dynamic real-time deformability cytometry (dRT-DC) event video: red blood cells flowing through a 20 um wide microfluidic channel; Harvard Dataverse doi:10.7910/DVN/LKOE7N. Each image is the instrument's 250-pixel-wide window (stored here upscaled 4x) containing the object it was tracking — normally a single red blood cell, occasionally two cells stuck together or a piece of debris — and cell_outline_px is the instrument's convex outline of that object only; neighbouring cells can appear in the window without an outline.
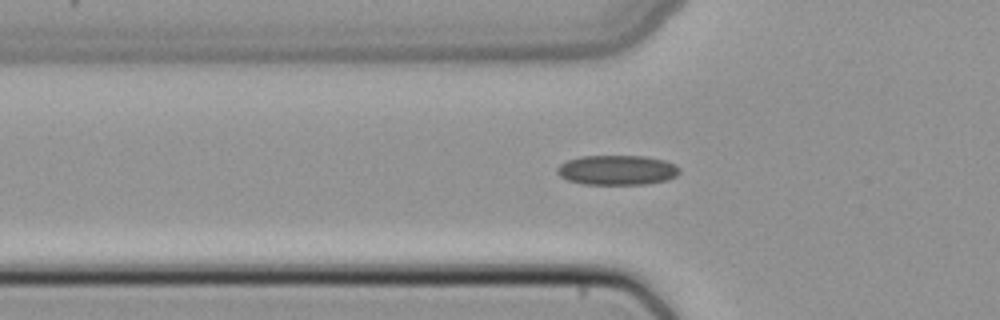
{"species": "common noctule bat (a hibernating species)", "species_latin": "Nyctalus noctula", "temperature_condition": "cold", "stored_images_in_passage": 32, "camera_frame_rate_fps": 3000, "um_per_image_px": 0.085, "animal": {"sex": "female", "body_mass_g": 22.7, "forearm_length_mm": 54.2}, "frame": {"image": 1, "passage_image": 3, "time_ms": 0.667, "image_size_px": [1000, 320], "cell_outline_px": [[680, 172], [676, 176], [668, 180], [644, 184], [584, 184], [568, 180], [560, 176], [556, 172], [556, 168], [560, 164], [568, 160], [580, 156], [644, 156], [664, 160], [680, 168]], "centroid_in_image_um": [52.44, 14.45], "position_along_channel_um": 73.4, "area_um2": 21.21}}
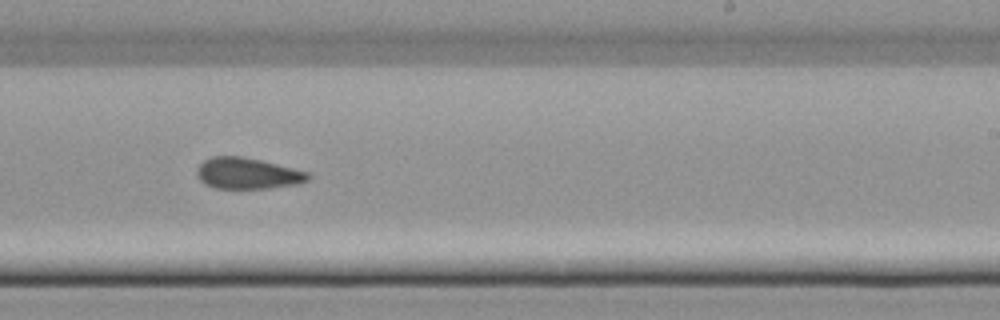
{"frame": {"image": 2, "passage_image": 17, "time_ms": 5.333, "image_size_px": [1000, 320], "cell_outline_px": [[312, 176], [308, 180], [296, 184], [268, 188], [212, 188], [204, 184], [196, 176], [196, 168], [204, 160], [212, 156], [240, 156], [260, 160], [308, 172]], "centroid_in_image_um": [20.99, 14.74], "position_along_channel_um": 268.0, "area_um2": 20.17}}
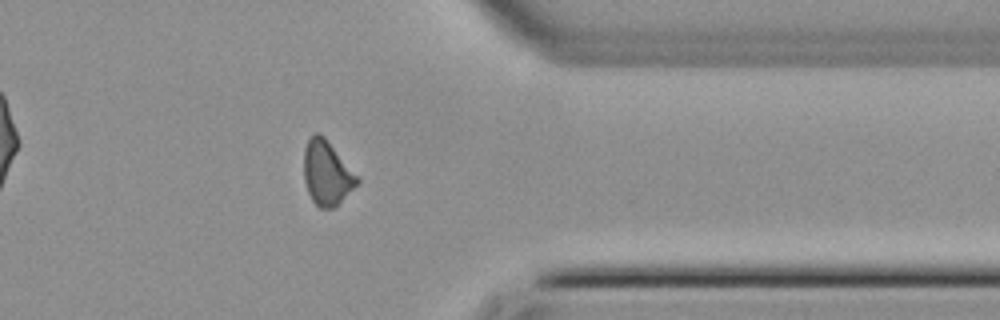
{"frame": {"image": 3, "passage_image": 26, "time_ms": 8.333, "image_size_px": [1000, 320], "cell_outline_px": [[360, 180], [332, 208], [320, 208], [312, 200], [308, 192], [304, 180], [304, 148], [308, 140], [316, 132], [320, 132], [324, 136]], "centroid_in_image_um": [27.73, 14.68], "position_along_channel_um": 383.7, "area_um2": 19.31}}